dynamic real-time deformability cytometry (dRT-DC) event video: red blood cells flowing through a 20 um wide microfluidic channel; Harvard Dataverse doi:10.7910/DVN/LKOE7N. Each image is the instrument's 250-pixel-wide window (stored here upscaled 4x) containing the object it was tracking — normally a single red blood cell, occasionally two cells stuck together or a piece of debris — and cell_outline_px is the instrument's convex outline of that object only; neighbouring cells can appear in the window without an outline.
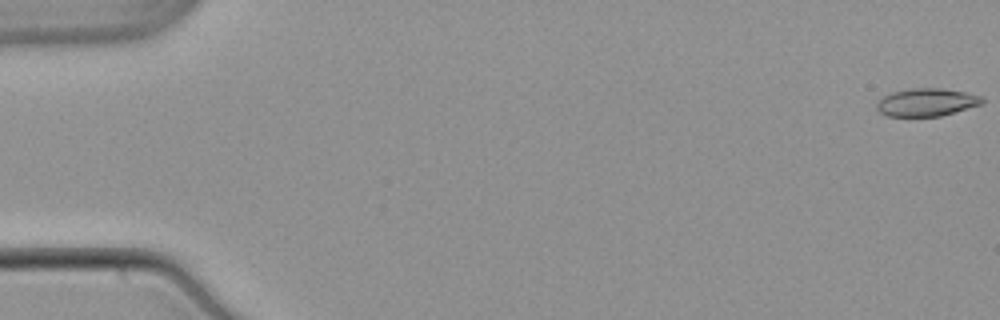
{"species": "common noctule bat (a hibernating species)", "species_latin": "Nyctalus noctula", "temperature_condition": "warm", "stored_images_in_passage": 54, "camera_frame_rate_fps": 3000, "um_per_image_px": 0.085, "animal": {"sex": "male", "body_mass_g": 21.5, "forearm_length_mm": 52.0}, "frame": {"image": 1, "passage_image": 1, "time_ms": 0.0, "image_size_px": [1000, 320], "cell_outline_px": [[984, 100], [980, 104], [940, 116], [888, 116], [880, 112], [876, 108], [876, 104], [884, 96], [892, 92], [912, 88], [944, 88], [964, 92], [980, 96]], "centroid_in_image_um": [78.73, 8.69], "position_along_channel_um": 6.3, "area_um2": 16.82}}
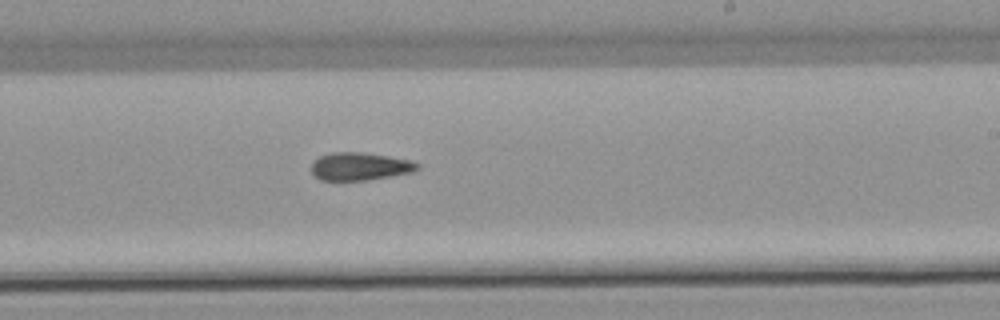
{"frame": {"image": 2, "passage_image": 33, "time_ms": 10.667, "image_size_px": [1000, 320], "cell_outline_px": [[420, 168], [412, 172], [364, 180], [320, 180], [312, 172], [312, 164], [320, 156], [332, 152], [360, 152], [388, 156], [412, 160], [420, 164]], "centroid_in_image_um": [30.61, 14.13], "position_along_channel_um": 258.4, "area_um2": 16.99}}
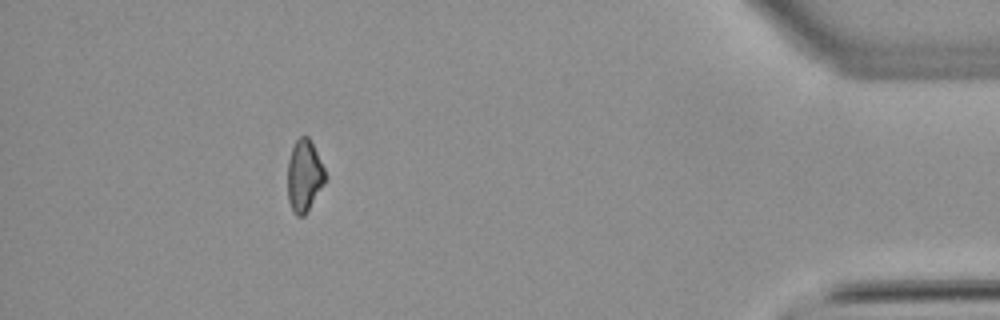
{"frame": {"image": 3, "passage_image": 49, "time_ms": 16.0, "image_size_px": [1000, 320], "cell_outline_px": [[328, 176], [324, 184], [304, 216], [296, 216], [288, 200], [288, 160], [292, 148], [296, 140], [300, 136], [308, 136]], "centroid_in_image_um": [25.87, 14.94], "position_along_channel_um": 409.3, "area_um2": 15.61}, "authors_computed_cell_mechanics": {"area_um2": 16.9932, "velocity_mm_per_s": 3.8662, "shape_relaxation_time_tau1_ms": null, "shape_relaxation_time_tau2_ms": 8.4521, "deformation_change_tau1": null, "deformation_change_tau2": 0.1662}}